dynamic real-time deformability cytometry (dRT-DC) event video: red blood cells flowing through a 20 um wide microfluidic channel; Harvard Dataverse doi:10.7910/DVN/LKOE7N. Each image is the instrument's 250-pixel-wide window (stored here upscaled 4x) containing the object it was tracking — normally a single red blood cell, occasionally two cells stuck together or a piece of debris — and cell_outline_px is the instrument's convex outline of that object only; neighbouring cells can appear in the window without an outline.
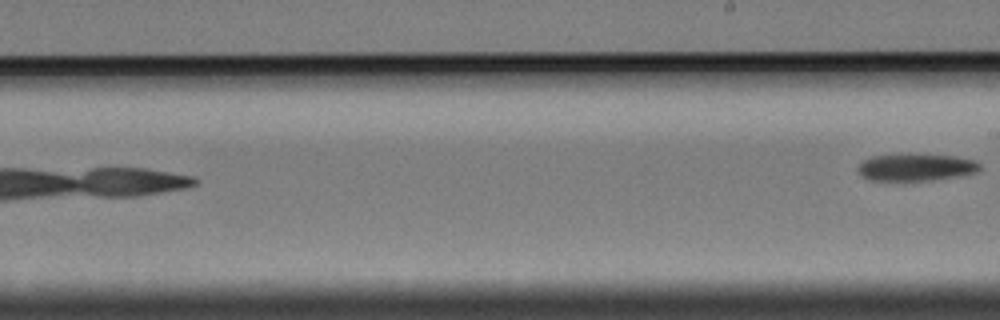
{"species": "Egyptian fruit bat (a non-hibernating species)", "species_latin": "Rousettus aegyptiacus", "temperature_condition": "cold", "stored_images_in_passage": 9, "camera_frame_rate_fps": 3000, "um_per_image_px": 0.085, "animal": {"sex": "female"}, "frame": {"image": 1, "passage_image": 9, "time_ms": 9.667, "image_size_px": [1000, 320], "cell_outline_px": [[980, 168], [976, 172], [956, 176], [932, 180], [868, 180], [860, 176], [856, 168], [864, 160], [872, 156], [908, 152], [956, 156], [976, 160], [980, 164]], "centroid_in_image_um": [77.82, 14.18], "position_along_channel_um": 211.2, "area_um2": 19.83}}